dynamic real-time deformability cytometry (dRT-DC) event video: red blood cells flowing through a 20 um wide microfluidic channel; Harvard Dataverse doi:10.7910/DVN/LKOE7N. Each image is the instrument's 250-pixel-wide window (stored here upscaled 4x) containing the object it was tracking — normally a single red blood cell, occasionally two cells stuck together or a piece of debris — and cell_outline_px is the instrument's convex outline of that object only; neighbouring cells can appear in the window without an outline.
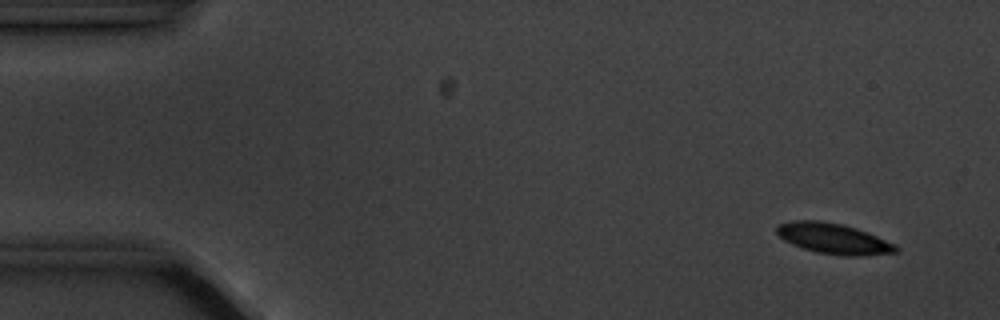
{"species": "common noctule bat (a hibernating species)", "species_latin": "Nyctalus noctula", "temperature_condition": "cold", "stored_images_in_passage": 6, "camera_frame_rate_fps": 3000, "um_per_image_px": 0.085, "animal": {"sex": "male", "body_mass_g": 20.1, "forearm_length_mm": 53.5}, "frame": {"image": 1, "passage_image": 2, "time_ms": 1.0, "image_size_px": [1000, 320], "cell_outline_px": [[900, 248], [896, 252], [856, 256], [848, 256], [820, 252], [804, 248], [792, 244], [784, 240], [776, 232], [776, 224], [792, 220], [820, 220], [844, 224], [868, 232], [896, 244]], "centroid_in_image_um": [70.85, 20.25], "position_along_channel_um": 14.2, "area_um2": 21.21}}